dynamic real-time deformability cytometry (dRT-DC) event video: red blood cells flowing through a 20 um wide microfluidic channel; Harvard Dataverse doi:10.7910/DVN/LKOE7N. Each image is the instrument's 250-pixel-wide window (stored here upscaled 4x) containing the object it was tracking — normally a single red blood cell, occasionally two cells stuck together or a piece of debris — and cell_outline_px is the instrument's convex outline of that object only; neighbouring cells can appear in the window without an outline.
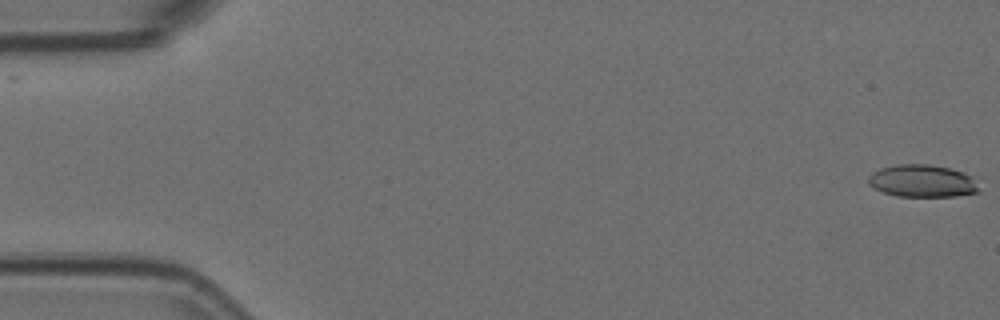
{"species": "Egyptian fruit bat (a non-hibernating species)", "species_latin": "Rousettus aegyptiacus", "temperature_condition": "room temperature", "stored_images_in_passage": 15, "camera_frame_rate_fps": 3000, "um_per_image_px": 0.085, "animal": {"sex": "female"}, "frame": {"image": 1, "passage_image": 1, "time_ms": 0.0, "image_size_px": [1000, 320], "cell_outline_px": [[980, 192], [956, 196], [896, 196], [884, 192], [868, 184], [868, 176], [872, 172], [880, 168], [896, 164], [928, 164], [952, 168], [964, 172], [972, 176]], "centroid_in_image_um": [78.4, 15.37], "position_along_channel_um": 6.6, "area_um2": 20.98}}
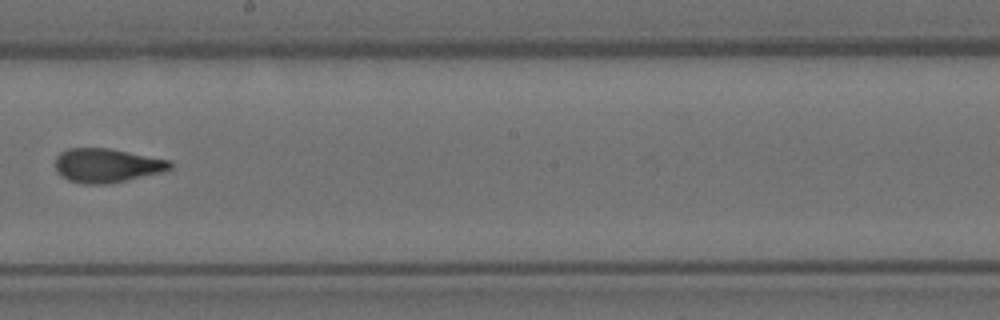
{"frame": {"image": 2, "passage_image": 9, "time_ms": 2.667, "image_size_px": [1000, 320], "cell_outline_px": [[172, 168], [164, 172], [104, 184], [84, 184], [68, 180], [60, 176], [56, 172], [56, 156], [60, 152], [68, 148], [108, 148], [172, 160]], "centroid_in_image_um": [9.08, 14.06], "position_along_channel_um": 239.1, "area_um2": 22.83}}
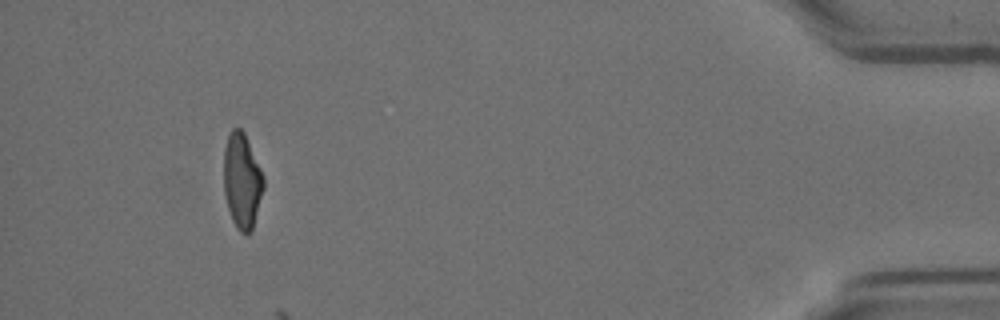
{"frame": {"image": 3, "passage_image": 14, "time_ms": 4.333, "image_size_px": [1000, 320], "cell_outline_px": [[264, 188], [252, 232], [248, 236], [240, 232], [236, 228], [232, 220], [224, 196], [224, 148], [228, 136], [232, 128], [240, 128], [244, 132], [264, 176]], "centroid_in_image_um": [20.58, 15.42], "position_along_channel_um": 414.6, "area_um2": 22.31}}